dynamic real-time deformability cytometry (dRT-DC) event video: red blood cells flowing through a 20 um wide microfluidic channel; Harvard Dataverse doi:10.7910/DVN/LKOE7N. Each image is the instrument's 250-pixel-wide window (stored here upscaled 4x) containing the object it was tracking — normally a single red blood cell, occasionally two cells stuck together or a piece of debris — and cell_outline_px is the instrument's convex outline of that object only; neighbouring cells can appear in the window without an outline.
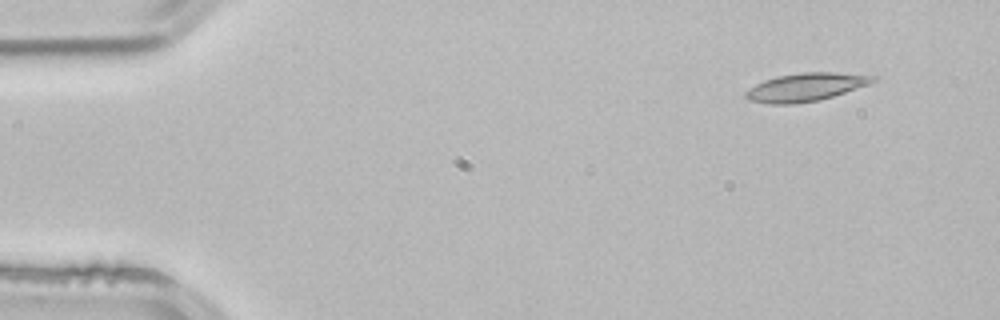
{"species": "common noctule bat (a hibernating species)", "species_latin": "Nyctalus noctula", "temperature_condition": "room temperature", "stored_images_in_passage": 2, "camera_frame_rate_fps": 3000, "um_per_image_px": 0.085, "animal": {"sex": "male", "body_mass_g": 21.5, "forearm_length_mm": 52.0}, "frame": {"image": 1, "passage_image": 1, "time_ms": 0.0, "image_size_px": [1000, 320], "cell_outline_px": [[876, 80], [868, 84], [820, 100], [792, 104], [768, 104], [748, 100], [744, 96], [744, 92], [756, 84], [764, 80], [776, 76], [804, 72], [832, 72], [876, 76]], "centroid_in_image_um": [68.42, 7.41], "position_along_channel_um": 16.6, "area_um2": 20.69}}